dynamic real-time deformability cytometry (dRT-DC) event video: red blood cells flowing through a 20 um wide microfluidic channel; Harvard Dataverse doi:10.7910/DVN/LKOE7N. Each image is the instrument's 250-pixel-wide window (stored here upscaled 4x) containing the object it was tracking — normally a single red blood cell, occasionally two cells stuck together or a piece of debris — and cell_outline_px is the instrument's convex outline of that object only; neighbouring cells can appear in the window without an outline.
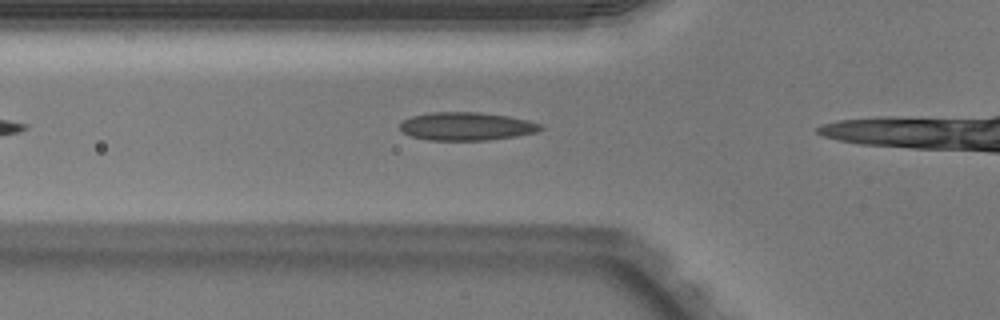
{"species": "Egyptian fruit bat (a non-hibernating species)", "species_latin": "Rousettus aegyptiacus", "temperature_condition": "warm", "stored_images_in_passage": 13, "camera_frame_rate_fps": 3000, "um_per_image_px": 0.085, "animal": {"sex": "male"}, "frame": {"image": 1, "passage_image": 8, "time_ms": 2.333, "image_size_px": [1000, 320], "cell_outline_px": [[544, 128], [536, 132], [516, 136], [488, 140], [428, 140], [412, 136], [404, 132], [400, 128], [400, 124], [404, 120], [412, 116], [428, 112], [476, 112], [508, 116], [528, 120], [544, 124]], "centroid_in_image_um": [39.69, 10.73], "position_along_channel_um": 86.1, "area_um2": 23.06}}
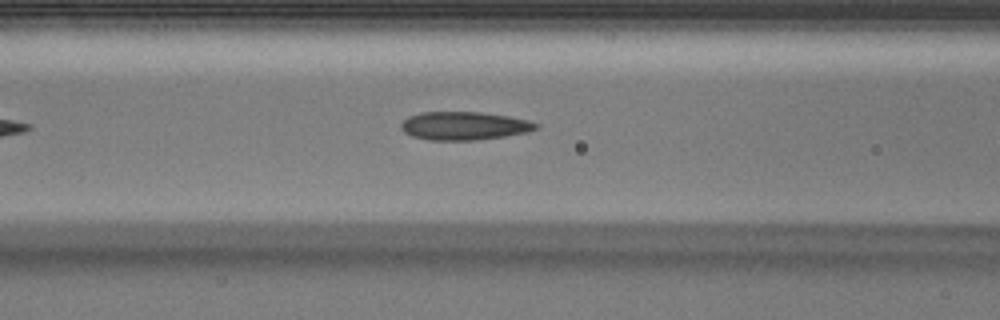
{"frame": {"image": 2, "passage_image": 11, "time_ms": 3.333, "image_size_px": [1000, 320], "cell_outline_px": [[540, 128], [528, 132], [504, 136], [476, 140], [432, 140], [412, 136], [404, 132], [400, 128], [400, 124], [408, 116], [420, 112], [480, 112], [508, 116], [528, 120], [540, 124]], "centroid_in_image_um": [39.46, 10.69], "position_along_channel_um": 127.1, "area_um2": 22.31}}